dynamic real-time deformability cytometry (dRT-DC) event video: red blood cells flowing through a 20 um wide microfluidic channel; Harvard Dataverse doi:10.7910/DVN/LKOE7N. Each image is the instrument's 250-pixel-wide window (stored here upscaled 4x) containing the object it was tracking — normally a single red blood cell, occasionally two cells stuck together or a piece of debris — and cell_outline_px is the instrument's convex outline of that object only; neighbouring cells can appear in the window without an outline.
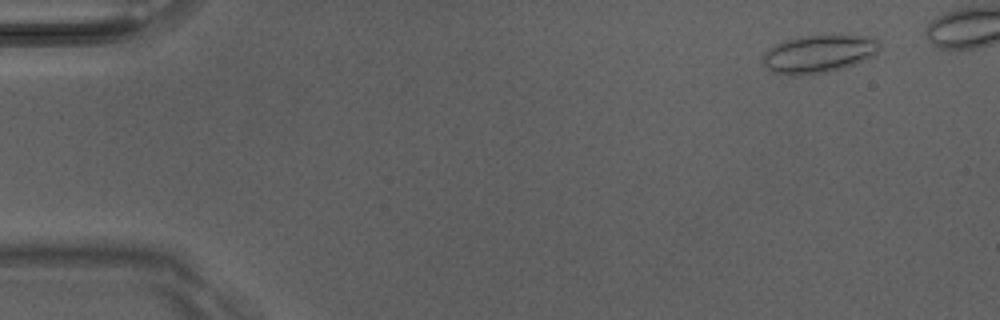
{"species": "Egyptian fruit bat (a non-hibernating species)", "species_latin": "Rousettus aegyptiacus", "temperature_condition": "room temperature", "stored_images_in_passage": 6, "camera_frame_rate_fps": 3000, "um_per_image_px": 0.085, "animal": {"sex": "male"}, "frame": {"image": 1, "passage_image": 2, "time_ms": 0.333, "image_size_px": [1000, 320], "cell_outline_px": [[880, 48], [872, 56], [852, 64], [840, 68], [824, 72], [800, 76], [788, 76], [772, 72], [764, 64], [764, 52], [768, 48], [784, 40], [800, 36], [876, 36], [880, 44]], "centroid_in_image_um": [69.56, 4.58], "position_along_channel_um": 15.4, "area_um2": 25.55}}